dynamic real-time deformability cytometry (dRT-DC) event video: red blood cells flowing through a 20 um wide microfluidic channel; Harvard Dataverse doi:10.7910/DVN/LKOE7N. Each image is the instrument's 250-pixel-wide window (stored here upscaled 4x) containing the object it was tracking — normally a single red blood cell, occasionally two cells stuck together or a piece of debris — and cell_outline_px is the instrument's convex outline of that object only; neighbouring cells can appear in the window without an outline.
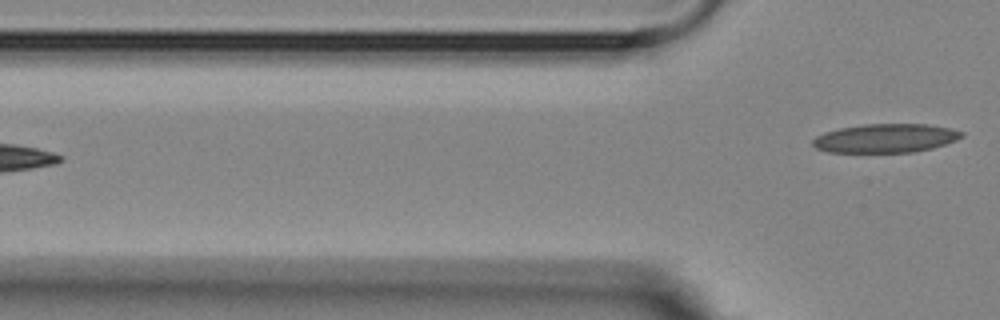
{"species": "Egyptian fruit bat (a non-hibernating species)", "species_latin": "Rousettus aegyptiacus", "temperature_condition": "room temperature", "stored_images_in_passage": 4, "camera_frame_rate_fps": 3000, "um_per_image_px": 0.085, "animal": {"sex": "female"}, "frame": {"image": 1, "passage_image": 4, "time_ms": 3.667, "image_size_px": [1000, 320], "cell_outline_px": [[964, 136], [956, 140], [932, 148], [912, 152], [828, 152], [816, 148], [812, 144], [812, 140], [816, 136], [824, 132], [840, 128], [860, 124], [928, 124], [952, 128], [964, 132]], "centroid_in_image_um": [75.28, 11.74], "position_along_channel_um": 50.5, "area_um2": 25.09}}